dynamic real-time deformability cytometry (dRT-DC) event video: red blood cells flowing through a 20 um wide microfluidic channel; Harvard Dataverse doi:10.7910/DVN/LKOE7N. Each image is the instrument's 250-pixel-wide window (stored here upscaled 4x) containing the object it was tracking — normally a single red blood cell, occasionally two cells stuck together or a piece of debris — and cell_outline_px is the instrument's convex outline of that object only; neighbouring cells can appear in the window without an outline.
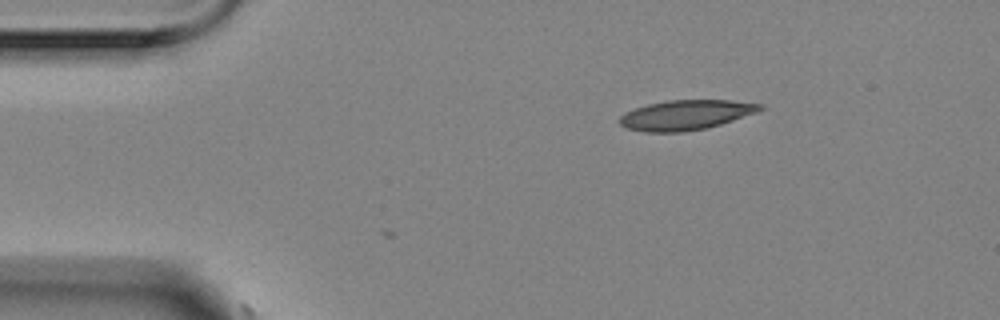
{"species": "Egyptian fruit bat (a non-hibernating species)", "species_latin": "Rousettus aegyptiacus", "temperature_condition": "room temperature", "stored_images_in_passage": 4, "segment_of_instrument_passage": [2, 2], "camera_frame_rate_fps": 3000, "um_per_image_px": 0.085, "animal": {"sex": "female"}, "frame": {"image": 1, "passage_image": 4, "time_ms": 1.0, "image_size_px": [1000, 320], "cell_outline_px": [[764, 108], [756, 112], [720, 124], [704, 128], [680, 132], [644, 132], [628, 128], [620, 124], [620, 116], [624, 112], [648, 104], [668, 100], [732, 100], [764, 104]], "centroid_in_image_um": [58.29, 9.76], "position_along_channel_um": 26.7, "area_um2": 24.22}}